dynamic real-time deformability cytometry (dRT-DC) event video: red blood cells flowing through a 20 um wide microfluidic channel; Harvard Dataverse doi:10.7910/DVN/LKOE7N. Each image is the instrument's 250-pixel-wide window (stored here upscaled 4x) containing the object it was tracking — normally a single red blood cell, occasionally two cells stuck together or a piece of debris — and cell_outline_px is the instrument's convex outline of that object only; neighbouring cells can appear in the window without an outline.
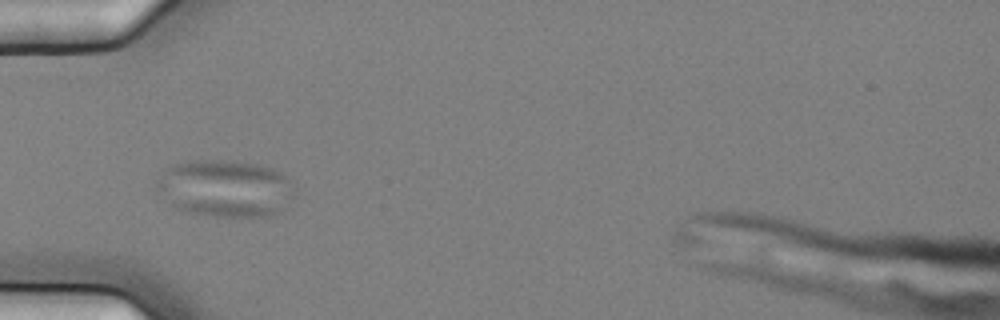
{"species": "common noctule bat (a hibernating species)", "species_latin": "Nyctalus noctula", "temperature_condition": "cold", "stored_images_in_passage": 6, "camera_frame_rate_fps": 3000, "um_per_image_px": 0.085, "animal": {"sex": "female", "body_mass_g": 25.1}, "frame": {"image": 1, "passage_image": 5, "time_ms": 1.333, "image_size_px": [1000, 320], "cell_outline_px": [[296, 196], [284, 208], [268, 216], [212, 216], [192, 212], [176, 208], [156, 188], [156, 180], [164, 168], [176, 164], [192, 160], [232, 160], [260, 164], [272, 168], [288, 176], [292, 184]], "centroid_in_image_um": [19.18, 15.98], "position_along_channel_um": 65.8, "area_um2": 46.07}}
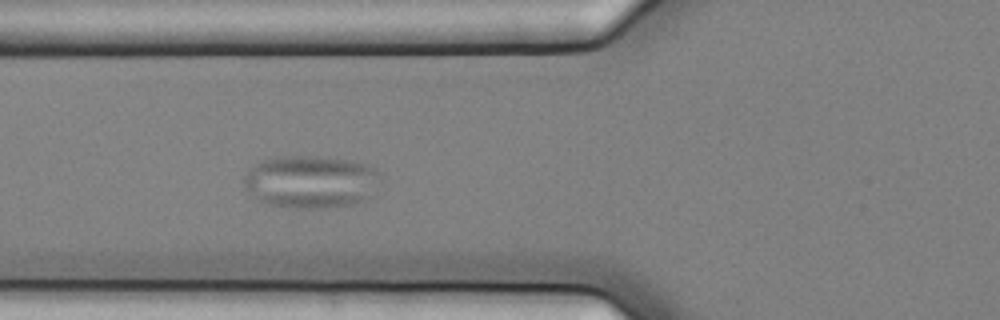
{"frame": {"image": 2, "passage_image": 6, "time_ms": 1.667, "image_size_px": [1000, 320], "cell_outline_px": [[380, 176], [364, 200], [352, 204], [328, 208], [292, 208], [268, 204], [248, 196], [244, 184], [244, 176], [260, 160], [268, 156], [320, 156], [348, 160], [368, 164], [376, 168], [380, 172]], "centroid_in_image_um": [26.34, 15.43], "position_along_channel_um": 99.5, "area_um2": 42.14}}